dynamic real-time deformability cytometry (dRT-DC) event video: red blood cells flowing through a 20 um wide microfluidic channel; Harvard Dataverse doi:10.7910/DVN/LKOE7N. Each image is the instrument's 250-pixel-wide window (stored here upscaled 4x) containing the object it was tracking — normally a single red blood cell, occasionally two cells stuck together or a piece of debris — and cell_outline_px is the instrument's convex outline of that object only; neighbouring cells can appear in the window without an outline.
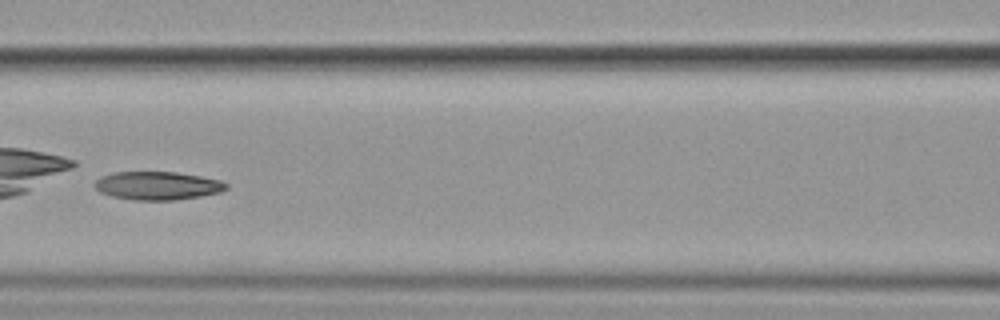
{"species": "common noctule bat (a hibernating species)", "species_latin": "Nyctalus noctula", "temperature_condition": "cold", "stored_images_in_passage": 14, "camera_frame_rate_fps": 3000, "um_per_image_px": 0.085, "animal": {"sex": "female", "body_mass_g": 19.9}, "frame": {"image": 1, "passage_image": 7, "time_ms": 8.333, "image_size_px": [1000, 320], "cell_outline_px": [[228, 188], [220, 192], [200, 196], [176, 200], [132, 200], [112, 196], [100, 192], [92, 184], [100, 176], [112, 172], [176, 172], [200, 176], [220, 180], [228, 184]], "centroid_in_image_um": [13.36, 15.78], "position_along_channel_um": 153.2, "area_um2": 21.79}}
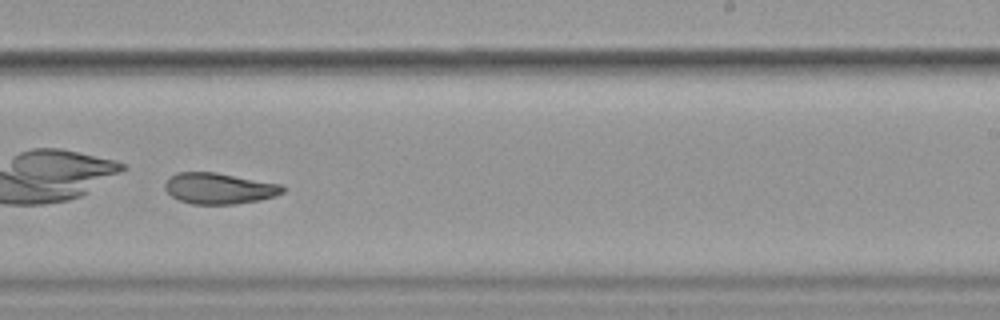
{"frame": {"image": 2, "passage_image": 10, "time_ms": 11.667, "image_size_px": [1000, 320], "cell_outline_px": [[284, 192], [276, 196], [260, 200], [232, 204], [192, 204], [180, 200], [172, 196], [164, 188], [164, 184], [168, 176], [176, 172], [216, 172], [280, 184], [284, 188]], "centroid_in_image_um": [18.6, 16.01], "position_along_channel_um": 270.4, "area_um2": 21.33}}
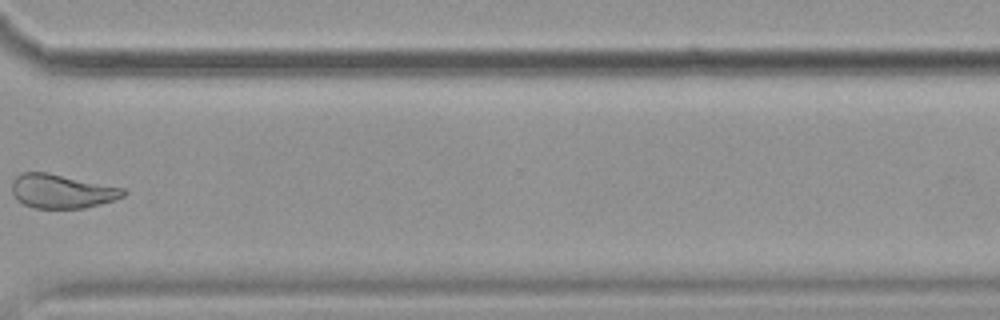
{"frame": {"image": 3, "passage_image": 12, "time_ms": 14.333, "image_size_px": [1000, 320], "cell_outline_px": [[128, 192], [124, 196], [116, 200], [84, 208], [32, 208], [16, 200], [12, 192], [12, 180], [20, 172], [48, 172], [124, 188]], "centroid_in_image_um": [5.25, 16.25], "position_along_channel_um": 365.4, "area_um2": 22.31}}